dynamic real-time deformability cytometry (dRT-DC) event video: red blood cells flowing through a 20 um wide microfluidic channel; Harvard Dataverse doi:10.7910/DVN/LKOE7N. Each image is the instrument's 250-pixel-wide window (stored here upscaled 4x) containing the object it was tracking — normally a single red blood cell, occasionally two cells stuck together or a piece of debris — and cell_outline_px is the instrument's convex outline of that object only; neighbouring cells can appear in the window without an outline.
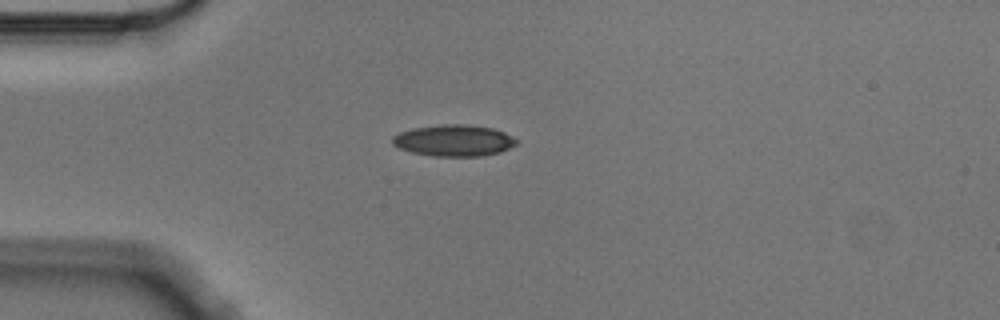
{"species": "Egyptian fruit bat (a non-hibernating species)", "species_latin": "Rousettus aegyptiacus", "temperature_condition": "cold", "stored_images_in_passage": 3, "camera_frame_rate_fps": 3000, "um_per_image_px": 0.085, "animal": {"sex": "male"}, "frame": {"image": 1, "passage_image": 1, "time_ms": 0.0, "image_size_px": [1000, 320], "cell_outline_px": [[520, 140], [516, 144], [500, 152], [484, 156], [432, 156], [412, 152], [400, 148], [392, 144], [392, 136], [400, 132], [412, 128], [440, 124], [464, 124], [492, 128], [504, 132]], "centroid_in_image_um": [38.58, 11.94], "position_along_channel_um": 46.4, "area_um2": 22.83}}
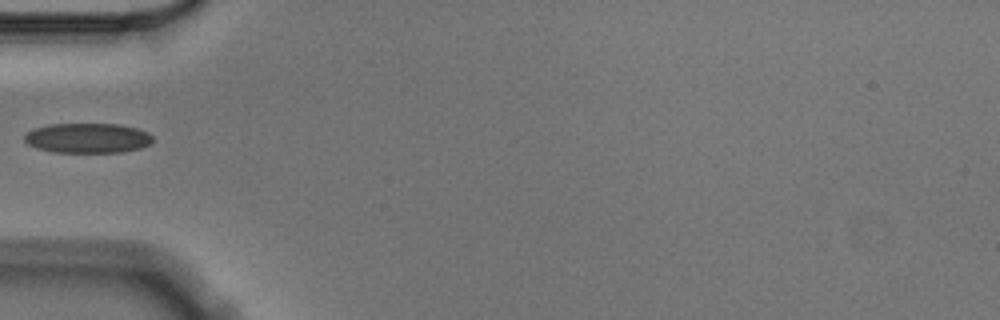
{"frame": {"image": 2, "passage_image": 2, "time_ms": 0.333, "image_size_px": [1000, 320], "cell_outline_px": [[152, 140], [148, 144], [140, 148], [120, 152], [52, 152], [36, 148], [28, 144], [24, 140], [24, 136], [28, 132], [36, 128], [48, 124], [120, 124], [136, 128], [148, 132], [152, 136]], "centroid_in_image_um": [7.43, 11.73], "position_along_channel_um": 77.6, "area_um2": 22.25}}
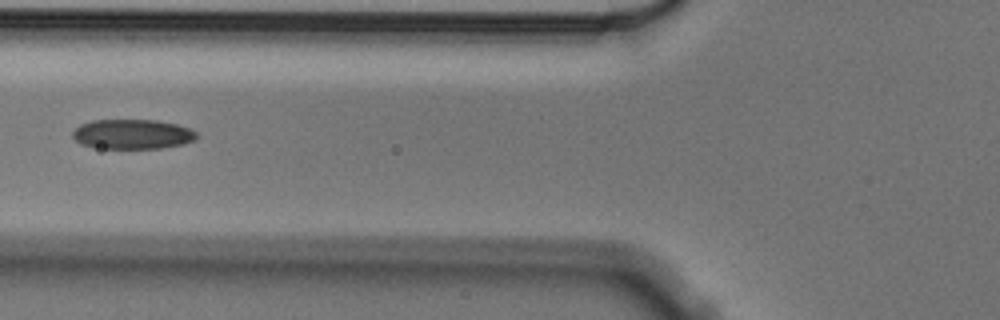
{"frame": {"image": 3, "passage_image": 3, "time_ms": 0.667, "image_size_px": [1000, 320], "cell_outline_px": [[196, 136], [192, 140], [184, 144], [160, 148], [92, 148], [80, 144], [72, 136], [72, 132], [80, 124], [92, 120], [156, 120], [176, 124], [188, 128], [196, 132]], "centroid_in_image_um": [11.2, 11.4], "position_along_channel_um": 114.6, "area_um2": 21.44}}